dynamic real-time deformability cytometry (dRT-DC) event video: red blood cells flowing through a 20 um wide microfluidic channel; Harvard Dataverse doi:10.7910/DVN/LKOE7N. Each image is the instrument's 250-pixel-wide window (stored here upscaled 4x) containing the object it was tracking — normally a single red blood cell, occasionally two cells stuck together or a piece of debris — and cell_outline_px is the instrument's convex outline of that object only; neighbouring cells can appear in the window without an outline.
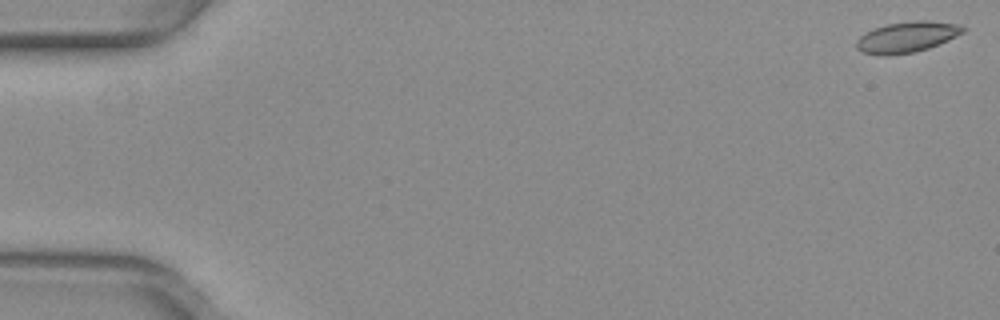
{"species": "common noctule bat (a hibernating species)", "species_latin": "Nyctalus noctula", "temperature_condition": "warm", "stored_images_in_passage": 12, "camera_frame_rate_fps": 3000, "um_per_image_px": 0.085, "animal": {"sex": "female", "body_mass_g": 29.2, "forearm_length_mm": 56.3}, "frame": {"image": 1, "passage_image": 1, "time_ms": 0.0, "image_size_px": [1000, 320], "cell_outline_px": [[968, 28], [964, 32], [948, 40], [928, 48], [916, 52], [888, 56], [880, 56], [860, 52], [856, 48], [856, 40], [864, 32], [888, 24], [916, 20], [928, 20], [960, 24]], "centroid_in_image_um": [77.08, 3.16], "position_along_channel_um": 7.9, "area_um2": 19.42}}